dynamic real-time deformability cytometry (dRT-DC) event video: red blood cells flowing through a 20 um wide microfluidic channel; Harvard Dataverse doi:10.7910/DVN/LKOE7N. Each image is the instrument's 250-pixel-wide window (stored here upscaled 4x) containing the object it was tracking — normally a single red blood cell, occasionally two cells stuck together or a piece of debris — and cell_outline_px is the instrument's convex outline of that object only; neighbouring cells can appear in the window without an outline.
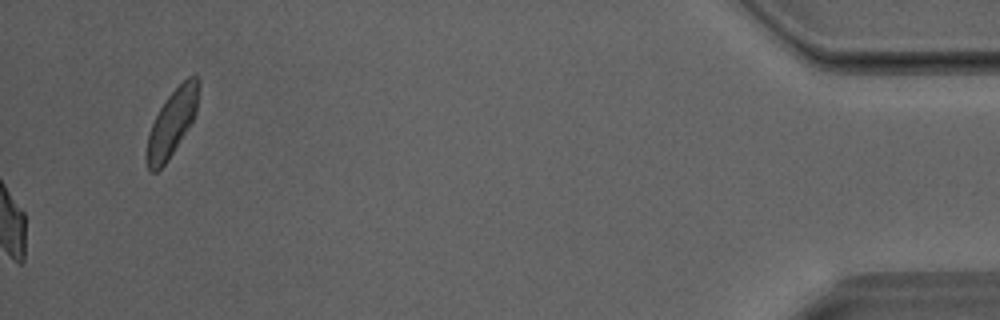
{"species": "Egyptian fruit bat (a non-hibernating species)", "species_latin": "Rousettus aegyptiacus", "temperature_condition": "room temperature", "stored_images_in_passage": 39, "camera_frame_rate_fps": 3000, "um_per_image_px": 0.085, "animal": {"sex": "male"}, "frame": {"image": 1, "passage_image": 39, "time_ms": 12.667, "image_size_px": [1000, 320], "cell_outline_px": [[200, 84], [196, 112], [188, 128], [168, 160], [156, 172], [152, 172], [148, 168], [144, 160], [144, 156], [148, 136], [152, 124], [160, 108], [168, 96], [188, 76], [196, 76], [200, 80]], "centroid_in_image_um": [14.6, 10.46], "position_along_channel_um": 420.6, "area_um2": 19.94}}